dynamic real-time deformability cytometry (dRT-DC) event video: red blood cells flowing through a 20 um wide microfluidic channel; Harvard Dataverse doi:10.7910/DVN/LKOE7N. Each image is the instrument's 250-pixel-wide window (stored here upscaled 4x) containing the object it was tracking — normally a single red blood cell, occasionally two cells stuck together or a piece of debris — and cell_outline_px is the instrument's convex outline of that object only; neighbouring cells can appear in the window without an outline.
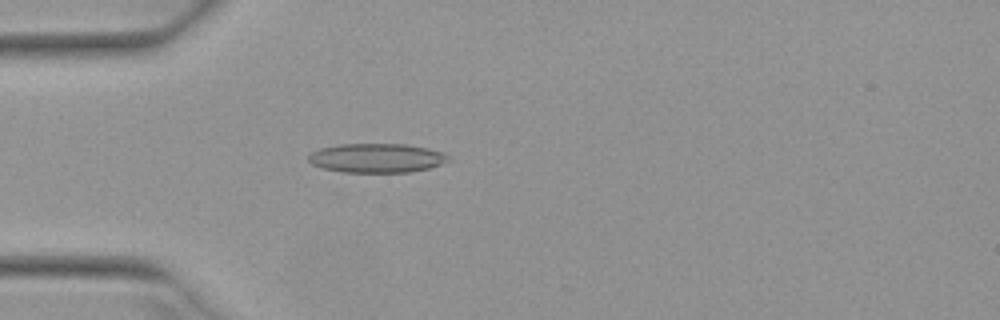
{"species": "Egyptian fruit bat (a non-hibernating species)", "species_latin": "Rousettus aegyptiacus", "temperature_condition": "warm", "stored_images_in_passage": 49, "camera_frame_rate_fps": 3000, "um_per_image_px": 0.085, "animal": {"sex": "female"}, "frame": {"image": 1, "passage_image": 12, "time_ms": 3.667, "image_size_px": [1000, 320], "cell_outline_px": [[452, 160], [428, 168], [412, 172], [340, 172], [324, 168], [312, 164], [308, 160], [308, 156], [312, 152], [320, 148], [340, 144], [404, 144], [428, 148], [444, 152]], "centroid_in_image_um": [32.04, 13.43], "position_along_channel_um": 53.0, "area_um2": 23.81}}
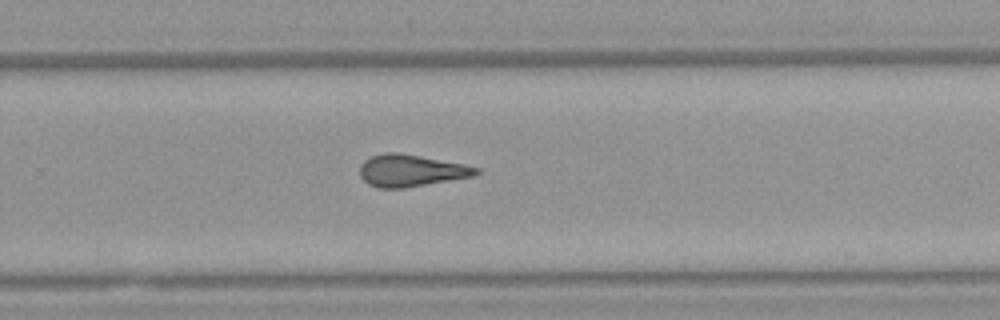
{"frame": {"image": 2, "passage_image": 31, "time_ms": 10.0, "image_size_px": [1000, 320], "cell_outline_px": [[480, 172], [472, 176], [404, 188], [376, 188], [368, 184], [360, 176], [360, 164], [364, 160], [372, 156], [384, 152], [400, 152], [464, 164], [480, 168]], "centroid_in_image_um": [34.9, 14.49], "position_along_channel_um": 294.9, "area_um2": 21.68}}
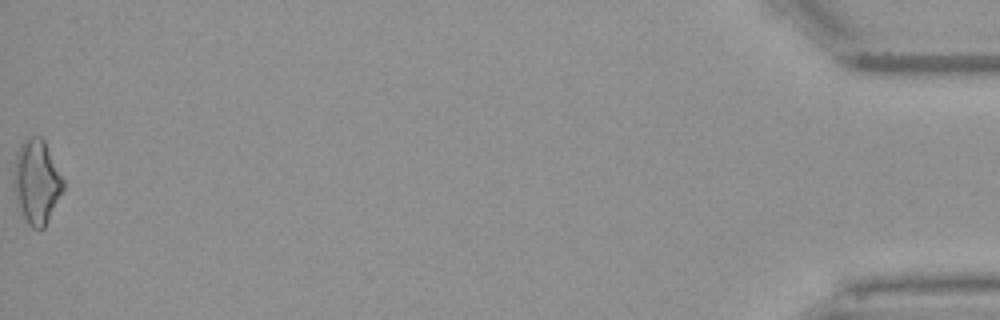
{"frame": {"image": 3, "passage_image": 49, "time_ms": 16.0, "image_size_px": [1000, 320], "cell_outline_px": [[64, 188], [44, 228], [32, 228], [28, 224], [20, 208], [12, 184], [12, 172], [16, 152], [20, 144], [24, 140], [32, 136], [40, 136], [44, 140], [64, 180]], "centroid_in_image_um": [3.09, 15.41], "position_along_channel_um": 432.1, "area_um2": 24.16}, "authors_computed_cell_mechanics": {"area_um2": 22.0218, "velocity_mm_per_s": 3.9653, "shape_relaxation_time_tau1_ms": null, "shape_relaxation_time_tau2_ms": 2.8862, "deformation_change_tau1": null, "deformation_change_tau2": 0.1341}}